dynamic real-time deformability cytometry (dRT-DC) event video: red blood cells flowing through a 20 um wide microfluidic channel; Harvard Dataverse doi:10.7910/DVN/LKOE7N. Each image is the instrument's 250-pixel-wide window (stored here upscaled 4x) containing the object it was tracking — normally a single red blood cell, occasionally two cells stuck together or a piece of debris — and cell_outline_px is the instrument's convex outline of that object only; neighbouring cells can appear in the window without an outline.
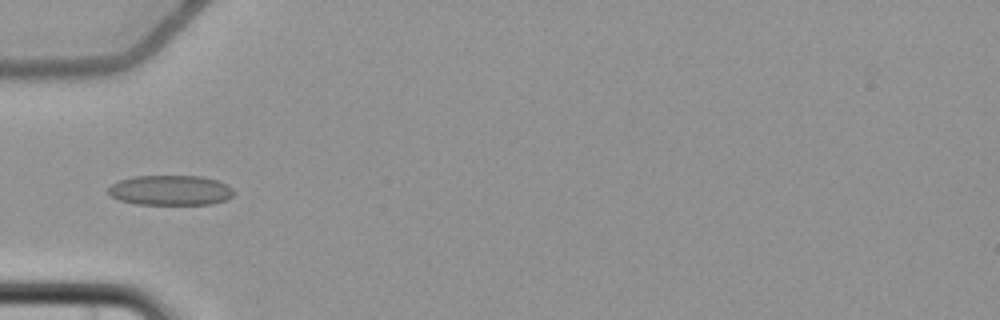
{"species": "common noctule bat (a hibernating species)", "species_latin": "Nyctalus noctula", "temperature_condition": "cold", "stored_images_in_passage": 3, "camera_frame_rate_fps": 3000, "um_per_image_px": 0.085, "animal": {"sex": "female", "body_mass_g": 22.7, "forearm_length_mm": 54.2}, "frame": {"image": 1, "passage_image": 2, "time_ms": 1.0, "image_size_px": [1000, 320], "cell_outline_px": [[232, 196], [228, 200], [212, 204], [136, 204], [120, 200], [112, 196], [108, 192], [108, 188], [112, 184], [120, 180], [132, 176], [200, 176], [216, 180], [232, 188]], "centroid_in_image_um": [14.48, 16.17], "position_along_channel_um": 70.5, "area_um2": 21.85}}
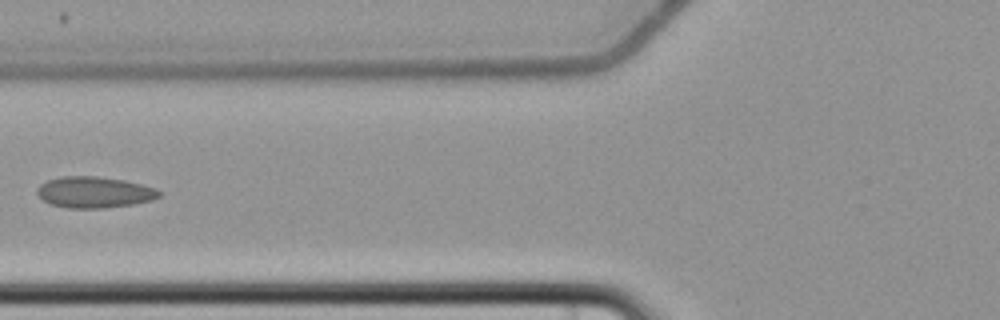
{"frame": {"image": 2, "passage_image": 3, "time_ms": 2.333, "image_size_px": [1000, 320], "cell_outline_px": [[160, 196], [152, 200], [132, 204], [104, 208], [68, 208], [52, 204], [40, 200], [36, 192], [40, 184], [48, 180], [60, 176], [96, 176], [124, 180], [156, 188], [160, 192]], "centroid_in_image_um": [7.98, 16.34], "position_along_channel_um": 117.8, "area_um2": 22.2}}